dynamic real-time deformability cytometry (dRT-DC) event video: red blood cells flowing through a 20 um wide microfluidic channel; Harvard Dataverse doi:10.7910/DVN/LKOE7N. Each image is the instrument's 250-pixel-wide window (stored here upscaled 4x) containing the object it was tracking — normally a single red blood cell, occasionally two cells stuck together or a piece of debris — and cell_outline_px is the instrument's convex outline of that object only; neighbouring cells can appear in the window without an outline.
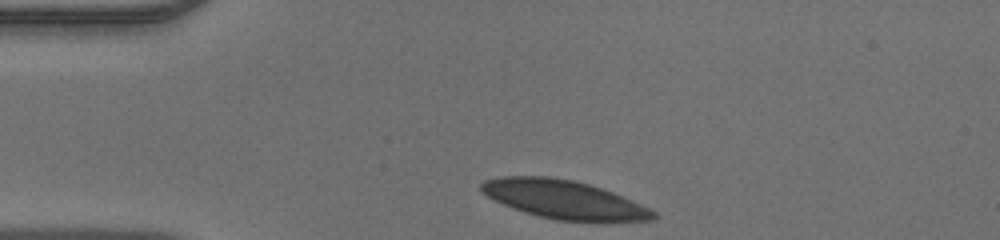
{"species": "human", "species_latin": "Homo sapiens", "temperature_condition": "warm", "stored_images_in_passage": 32, "camera_frame_rate_fps": 3000, "um_per_image_px": 0.085, "donor": {"sex": "male"}, "frame": {"image": 1, "passage_image": 1, "time_ms": 0.0, "image_size_px": [1000, 240], "cell_outline_px": [[656, 216], [652, 220], [556, 220], [524, 212], [504, 204], [488, 196], [480, 188], [480, 184], [484, 180], [504, 176], [548, 176], [572, 180], [588, 184], [612, 192], [632, 200], [656, 212]], "centroid_in_image_um": [47.89, 16.93], "position_along_channel_um": 37.1, "area_um2": 37.63}}
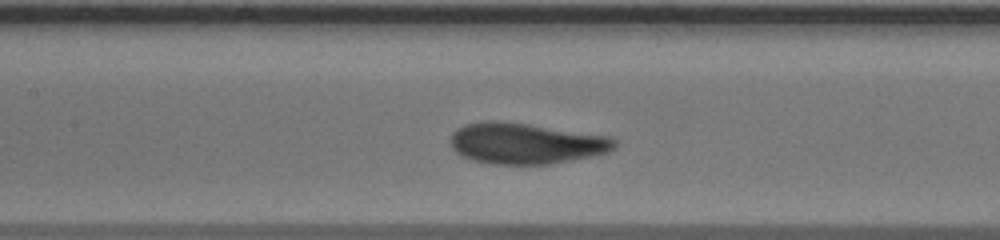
{"frame": {"image": 2, "passage_image": 13, "time_ms": 4.0, "image_size_px": [1000, 240], "cell_outline_px": [[616, 144], [608, 152], [592, 156], [552, 164], [492, 164], [476, 160], [464, 156], [456, 152], [452, 148], [452, 132], [464, 124], [480, 120], [500, 120], [528, 124], [608, 136], [616, 140]], "centroid_in_image_um": [44.67, 12.18], "position_along_channel_um": 162.7, "area_um2": 39.02}}
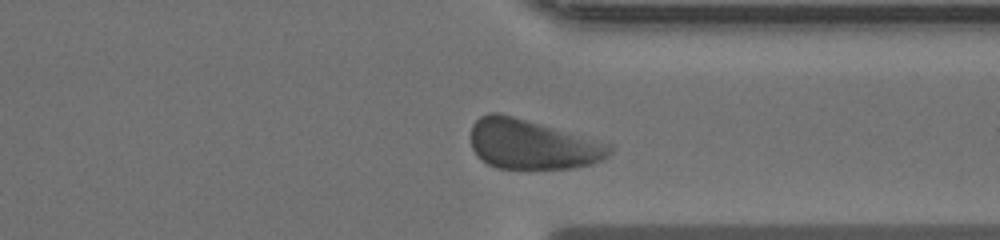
{"frame": {"image": 3, "passage_image": 28, "time_ms": 9.0, "image_size_px": [1000, 240], "cell_outline_px": [[612, 152], [608, 156], [592, 164], [572, 168], [496, 168], [488, 164], [472, 148], [472, 124], [480, 116], [488, 112], [496, 112], [512, 116], [612, 144]], "centroid_in_image_um": [45.25, 12.27], "position_along_channel_um": 366.2, "area_um2": 39.71}}